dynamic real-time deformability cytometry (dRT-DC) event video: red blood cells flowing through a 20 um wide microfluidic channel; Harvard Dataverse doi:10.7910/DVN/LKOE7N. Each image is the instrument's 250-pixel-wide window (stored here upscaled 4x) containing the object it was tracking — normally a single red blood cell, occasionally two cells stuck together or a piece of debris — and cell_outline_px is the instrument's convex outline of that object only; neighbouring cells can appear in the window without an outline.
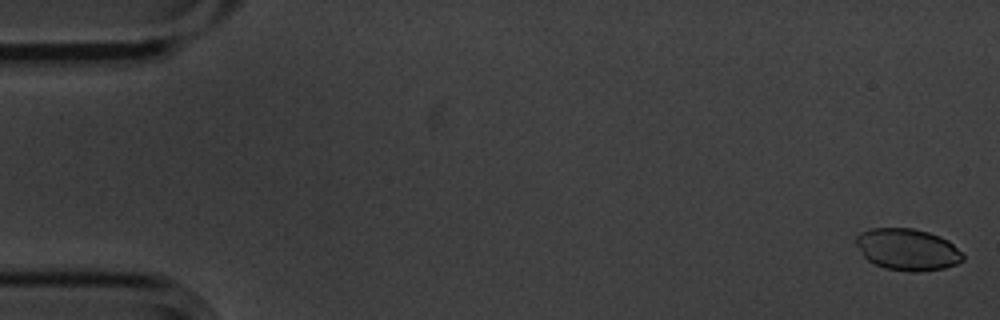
{"species": "common noctule bat (a hibernating species)", "species_latin": "Nyctalus noctula", "temperature_condition": "cold", "stored_images_in_passage": 6, "camera_frame_rate_fps": 3000, "um_per_image_px": 0.085, "animal": {"sex": "male", "body_mass_g": 20.1, "forearm_length_mm": 53.5}, "frame": {"image": 1, "passage_image": 1, "time_ms": 0.0, "image_size_px": [1000, 320], "cell_outline_px": [[964, 260], [956, 264], [944, 268], [916, 272], [908, 272], [884, 268], [868, 260], [864, 256], [856, 244], [856, 236], [860, 232], [872, 228], [912, 228], [928, 232], [940, 236], [948, 240], [964, 256]], "centroid_in_image_um": [77.13, 21.21], "position_along_channel_um": 7.9, "area_um2": 25.89}}